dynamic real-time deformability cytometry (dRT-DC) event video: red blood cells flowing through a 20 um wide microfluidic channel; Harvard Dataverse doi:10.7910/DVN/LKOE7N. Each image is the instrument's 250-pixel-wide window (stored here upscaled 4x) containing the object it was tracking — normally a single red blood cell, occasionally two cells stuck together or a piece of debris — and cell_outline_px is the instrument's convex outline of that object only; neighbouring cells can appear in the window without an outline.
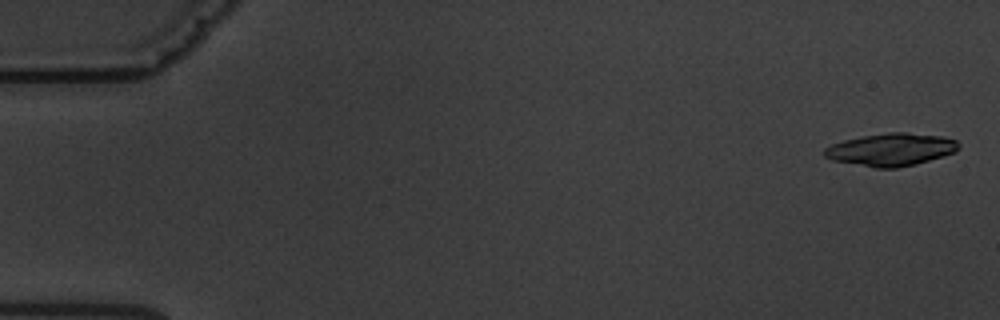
{"species": "common noctule bat (a hibernating species)", "species_latin": "Nyctalus noctula", "temperature_condition": "warm", "stored_images_in_passage": 5, "camera_frame_rate_fps": 3000, "um_per_image_px": 0.085, "animal": {"sex": "male", "body_mass_g": 19.5, "forearm_length_mm": 54.6}, "frame": {"image": 1, "passage_image": 1, "time_ms": 0.0, "image_size_px": [1000, 320], "cell_outline_px": [[960, 148], [956, 152], [944, 156], [916, 164], [896, 168], [876, 168], [832, 160], [824, 156], [824, 148], [832, 144], [844, 140], [864, 136], [888, 132], [904, 132], [944, 136], [956, 140], [960, 144]], "centroid_in_image_um": [75.78, 12.71], "position_along_channel_um": 9.2, "area_um2": 25.61}}
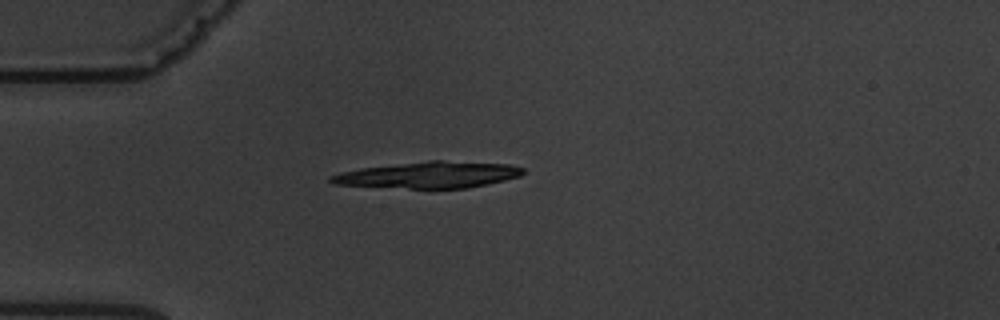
{"frame": {"image": 2, "passage_image": 5, "time_ms": 4.667, "image_size_px": [1000, 320], "cell_outline_px": [[524, 172], [520, 176], [504, 180], [468, 188], [408, 188], [332, 184], [328, 180], [328, 176], [340, 172], [360, 168], [428, 160], [444, 160], [508, 164], [524, 168]], "centroid_in_image_um": [36.42, 14.85], "position_along_channel_um": 48.6, "area_um2": 29.54}}